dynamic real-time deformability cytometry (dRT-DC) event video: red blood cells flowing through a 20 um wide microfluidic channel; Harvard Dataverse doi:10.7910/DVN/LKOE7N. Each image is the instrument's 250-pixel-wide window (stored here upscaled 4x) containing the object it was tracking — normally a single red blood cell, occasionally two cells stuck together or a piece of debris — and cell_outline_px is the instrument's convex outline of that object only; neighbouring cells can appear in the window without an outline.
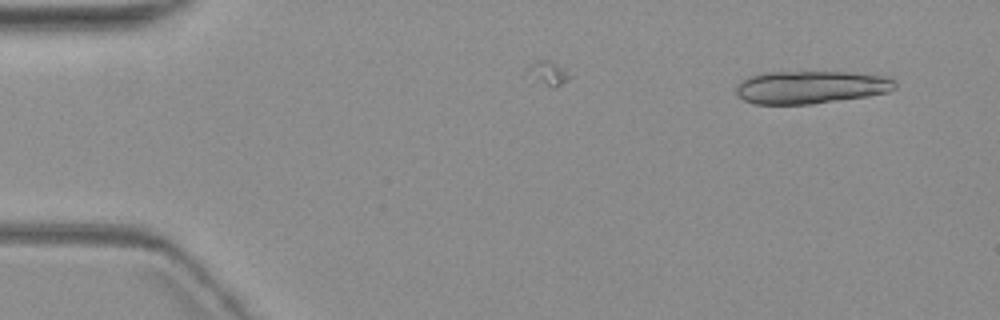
{"species": "common noctule bat (a hibernating species)", "species_latin": "Nyctalus noctula", "temperature_condition": "warm", "stored_images_in_passage": 3, "camera_frame_rate_fps": 3000, "um_per_image_px": 0.085, "animal": {"sex": "female", "body_mass_g": 19.3, "forearm_length_mm": 54.1}, "frame": {"image": 1, "passage_image": 1, "time_ms": 0.0, "image_size_px": [1000, 320], "cell_outline_px": [[896, 88], [888, 92], [868, 96], [812, 104], [752, 104], [744, 100], [736, 92], [736, 88], [740, 80], [748, 76], [764, 72], [848, 72], [892, 76], [896, 80]], "centroid_in_image_um": [68.95, 7.4], "position_along_channel_um": 16.0, "area_um2": 30.81}}